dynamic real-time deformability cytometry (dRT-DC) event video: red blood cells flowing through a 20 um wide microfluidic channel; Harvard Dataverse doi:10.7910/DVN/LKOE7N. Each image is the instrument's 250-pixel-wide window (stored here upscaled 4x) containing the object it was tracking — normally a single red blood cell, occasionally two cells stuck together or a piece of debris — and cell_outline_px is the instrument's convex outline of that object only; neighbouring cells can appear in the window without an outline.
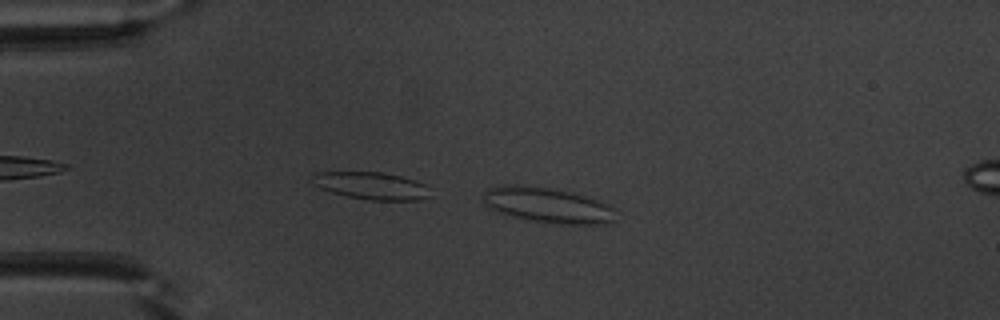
{"species": "common noctule bat (a hibernating species)", "species_latin": "Nyctalus noctula", "temperature_condition": "warm", "stored_images_in_passage": 6, "camera_frame_rate_fps": 3000, "um_per_image_px": 0.085, "animal": {"sex": "male", "body_mass_g": 20.1, "forearm_length_mm": 53.5}, "frame": {"image": 1, "passage_image": 1, "time_ms": 0.0, "image_size_px": [1000, 320], "cell_outline_px": [[612, 220], [600, 224], [560, 224], [524, 220], [496, 212], [484, 204], [484, 192], [488, 188], [504, 184], [516, 184], [548, 188], [572, 192], [588, 196], [608, 204], [612, 208]], "centroid_in_image_um": [46.46, 17.43], "position_along_channel_um": 38.5, "area_um2": 27.28}}